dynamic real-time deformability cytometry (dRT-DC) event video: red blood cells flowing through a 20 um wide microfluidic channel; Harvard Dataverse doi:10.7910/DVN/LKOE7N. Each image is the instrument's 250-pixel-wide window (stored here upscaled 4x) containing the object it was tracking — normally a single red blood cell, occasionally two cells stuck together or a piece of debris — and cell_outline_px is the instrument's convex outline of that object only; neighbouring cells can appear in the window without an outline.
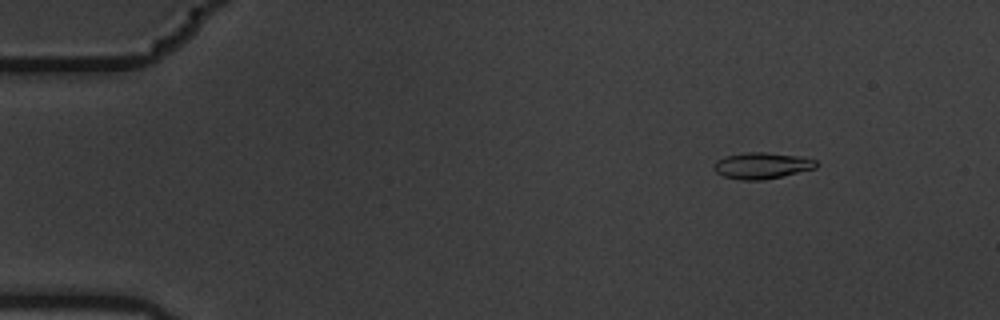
{"species": "common noctule bat (a hibernating species)", "species_latin": "Nyctalus noctula", "temperature_condition": "warm", "stored_images_in_passage": 4, "camera_frame_rate_fps": 3000, "um_per_image_px": 0.085, "animal": {"sex": "male", "body_mass_g": 19.5, "forearm_length_mm": 54.6}, "frame": {"image": 1, "passage_image": 1, "time_ms": 0.0, "image_size_px": [1000, 320], "cell_outline_px": [[820, 164], [816, 168], [764, 180], [740, 180], [724, 176], [716, 172], [712, 168], [716, 160], [728, 156], [744, 152], [764, 152], [800, 156], [816, 160]], "centroid_in_image_um": [64.77, 14.07], "position_along_channel_um": 20.2, "area_um2": 15.72}}
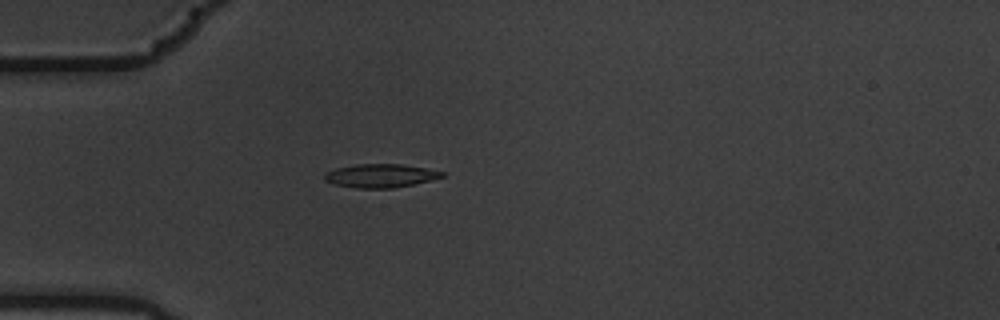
{"frame": {"image": 2, "passage_image": 3, "time_ms": 0.667, "image_size_px": [1000, 320], "cell_outline_px": [[444, 176], [412, 184], [392, 188], [356, 188], [332, 184], [324, 180], [324, 172], [336, 168], [356, 164], [400, 164], [424, 168], [444, 172]], "centroid_in_image_um": [32.25, 14.93], "position_along_channel_um": 52.7, "area_um2": 15.95}}